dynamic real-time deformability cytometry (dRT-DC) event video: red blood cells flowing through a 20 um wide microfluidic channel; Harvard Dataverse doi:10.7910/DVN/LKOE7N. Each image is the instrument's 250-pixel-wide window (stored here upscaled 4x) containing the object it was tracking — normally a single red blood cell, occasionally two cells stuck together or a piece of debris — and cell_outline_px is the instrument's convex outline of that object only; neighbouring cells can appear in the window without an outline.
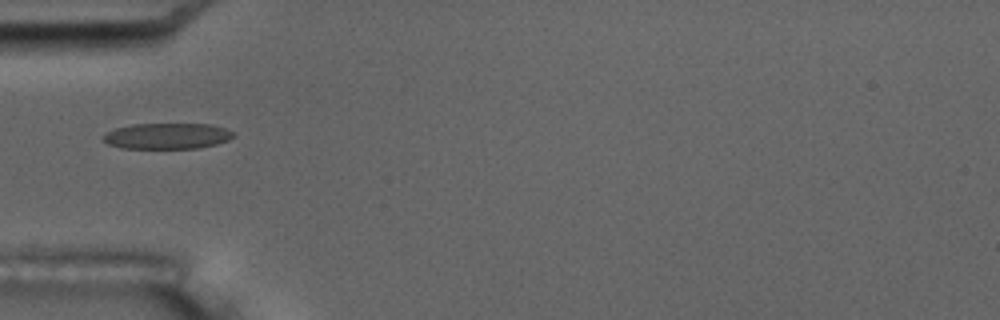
{"species": "common noctule bat (a hibernating species)", "species_latin": "Nyctalus noctula", "temperature_condition": "room temperature", "stored_images_in_passage": 3, "camera_frame_rate_fps": 3000, "um_per_image_px": 0.085, "animal": {"sex": "male", "body_mass_g": 17.5, "forearm_length_mm": 52.3}, "frame": {"image": 1, "passage_image": 3, "time_ms": 4.667, "image_size_px": [1000, 320], "cell_outline_px": [[236, 136], [228, 140], [216, 144], [196, 148], [120, 148], [108, 144], [100, 136], [104, 132], [116, 128], [132, 124], [212, 124], [236, 132]], "centroid_in_image_um": [14.2, 11.55], "position_along_channel_um": 70.8, "area_um2": 19.83}}